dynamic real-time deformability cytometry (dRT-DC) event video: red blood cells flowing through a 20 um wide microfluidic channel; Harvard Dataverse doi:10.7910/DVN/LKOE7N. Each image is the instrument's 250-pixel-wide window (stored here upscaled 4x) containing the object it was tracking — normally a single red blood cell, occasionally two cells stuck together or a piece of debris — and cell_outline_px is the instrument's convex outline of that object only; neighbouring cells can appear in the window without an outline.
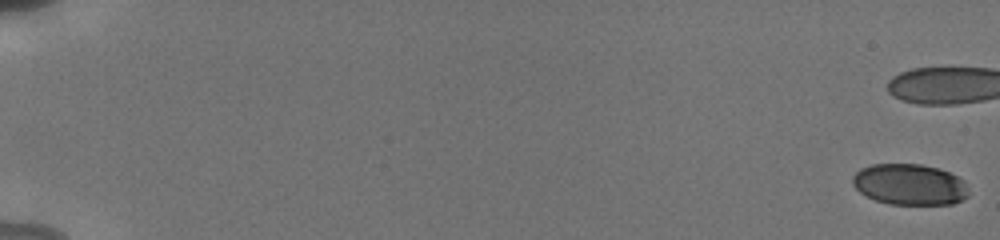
{"species": "human", "species_latin": "Homo sapiens", "temperature_condition": "cold", "stored_images_in_passage": 42, "camera_frame_rate_fps": 3000, "um_per_image_px": 0.085, "donor": {"sex": "male"}, "frame": {"image": 1, "passage_image": 1, "time_ms": 0.0, "image_size_px": [1000, 240], "cell_outline_px": [[968, 196], [952, 204], [888, 204], [876, 200], [860, 192], [852, 184], [852, 176], [860, 168], [872, 164], [920, 164], [936, 168], [948, 172], [964, 180], [968, 192]], "centroid_in_image_um": [77.29, 15.68], "position_along_channel_um": 7.7, "area_um2": 27.63}}